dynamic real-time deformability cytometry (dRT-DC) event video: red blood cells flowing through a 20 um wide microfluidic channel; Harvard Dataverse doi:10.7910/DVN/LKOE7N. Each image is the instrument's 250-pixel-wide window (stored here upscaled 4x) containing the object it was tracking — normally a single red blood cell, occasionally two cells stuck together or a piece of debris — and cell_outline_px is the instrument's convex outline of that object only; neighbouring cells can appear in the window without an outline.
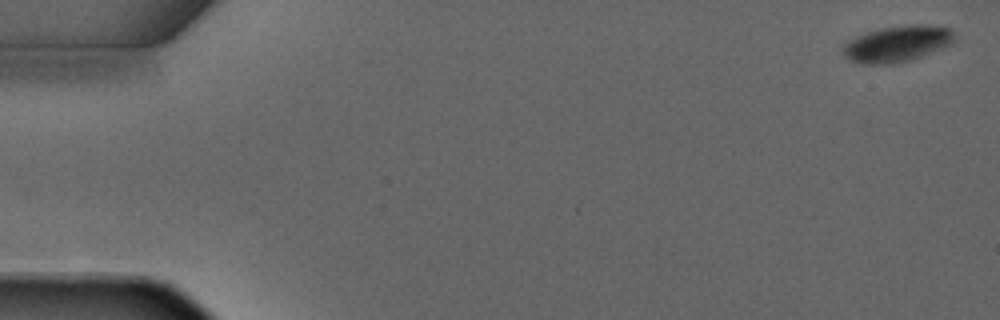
{"species": "common noctule bat (a hibernating species)", "species_latin": "Nyctalus noctula", "temperature_condition": "warm", "stored_images_in_passage": 5, "camera_frame_rate_fps": 3000, "um_per_image_px": 0.085, "animal": {"sex": "male", "forearm_length_mm": 52.5}, "frame": {"image": 1, "passage_image": 1, "time_ms": 0.0, "image_size_px": [1000, 320], "cell_outline_px": [[956, 40], [952, 44], [920, 56], [908, 60], [888, 64], [860, 64], [852, 60], [840, 48], [844, 44], [856, 36], [868, 32], [884, 28], [920, 24], [948, 28], [956, 36]], "centroid_in_image_um": [76.27, 3.73], "position_along_channel_um": 8.7, "area_um2": 22.89}}
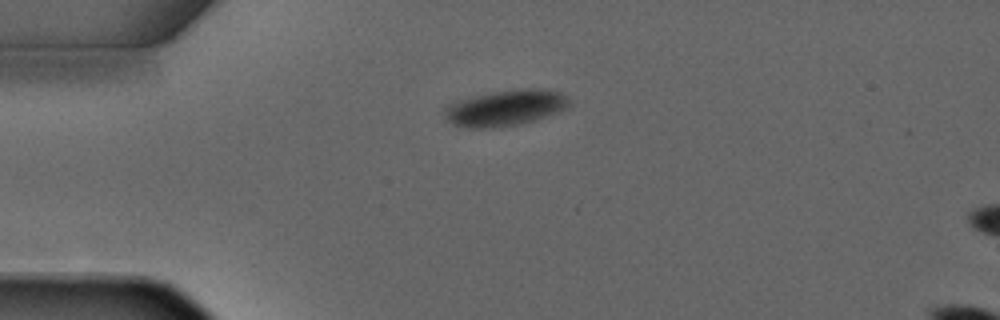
{"frame": {"image": 2, "passage_image": 4, "time_ms": 3.333, "image_size_px": [1000, 320], "cell_outline_px": [[568, 108], [548, 116], [536, 120], [516, 124], [492, 128], [468, 128], [452, 124], [444, 116], [444, 108], [448, 104], [456, 100], [472, 96], [496, 92], [524, 88], [544, 88], [560, 92], [568, 100]], "centroid_in_image_um": [42.93, 9.17], "position_along_channel_um": 42.1, "area_um2": 26.13}}